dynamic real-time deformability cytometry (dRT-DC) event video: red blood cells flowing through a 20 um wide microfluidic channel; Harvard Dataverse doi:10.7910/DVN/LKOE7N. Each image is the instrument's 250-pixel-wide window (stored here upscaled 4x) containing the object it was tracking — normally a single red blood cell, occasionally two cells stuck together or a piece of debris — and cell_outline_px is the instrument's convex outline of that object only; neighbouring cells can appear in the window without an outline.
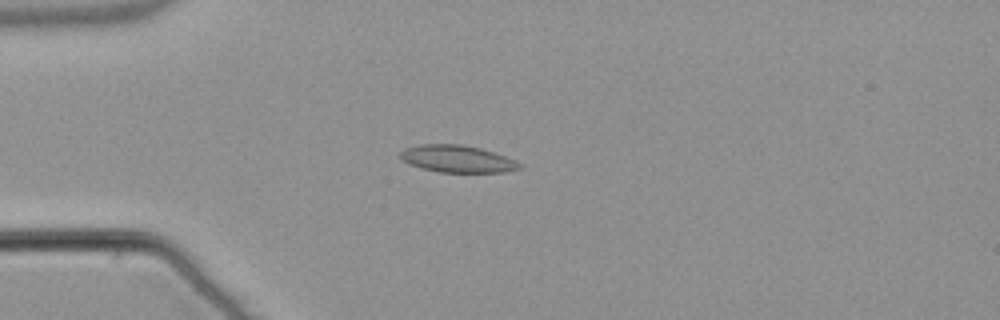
{"species": "common noctule bat (a hibernating species)", "species_latin": "Nyctalus noctula", "temperature_condition": "warm", "stored_images_in_passage": 54, "camera_frame_rate_fps": 3000, "um_per_image_px": 0.085, "animal": {"sex": "male", "body_mass_g": 21.5, "forearm_length_mm": 52.0}, "frame": {"image": 1, "passage_image": 15, "time_ms": 4.667, "image_size_px": [1000, 320], "cell_outline_px": [[524, 164], [520, 168], [504, 172], [440, 172], [408, 164], [400, 156], [400, 152], [404, 148], [420, 144], [460, 144], [480, 148], [516, 160]], "centroid_in_image_um": [38.88, 13.5], "position_along_channel_um": 46.1, "area_um2": 18.73}}
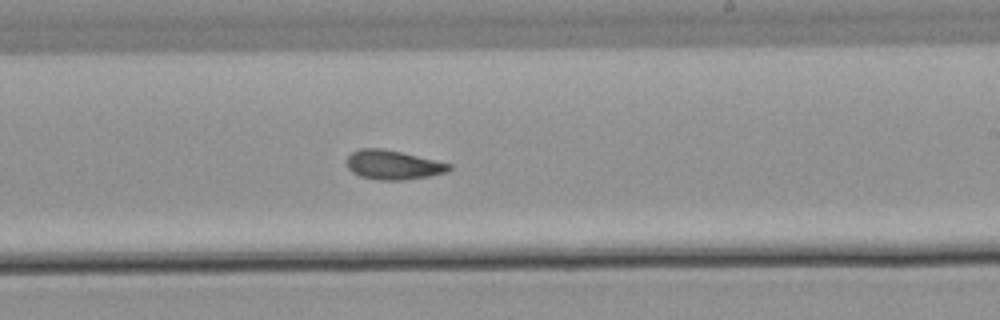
{"frame": {"image": 2, "passage_image": 33, "time_ms": 10.667, "image_size_px": [1000, 320], "cell_outline_px": [[452, 168], [448, 172], [428, 176], [404, 180], [376, 180], [360, 176], [352, 172], [348, 168], [348, 156], [352, 152], [360, 148], [380, 148], [400, 152], [452, 164]], "centroid_in_image_um": [33.42, 14.02], "position_along_channel_um": 255.6, "area_um2": 17.34}}
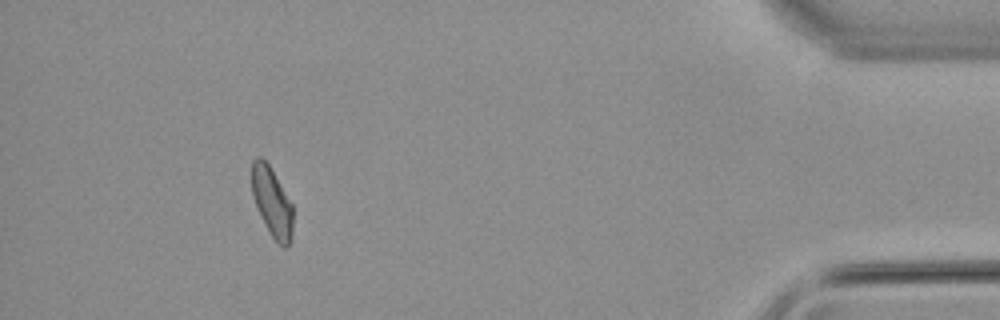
{"frame": {"image": 3, "passage_image": 50, "time_ms": 16.333, "image_size_px": [1000, 320], "cell_outline_px": [[292, 240], [288, 248], [284, 248], [272, 236], [260, 216], [252, 192], [252, 160], [256, 156], [260, 156], [268, 164], [292, 204]], "centroid_in_image_um": [23.12, 17.19], "position_along_channel_um": 412.1, "area_um2": 16.36}, "authors_computed_cell_mechanics": {"area_um2": 17.7157, "velocity_mm_per_s": 3.8243, "shape_relaxation_time_tau1_ms": null, "shape_relaxation_time_tau2_ms": 8.0319, "deformation_change_tau1": null, "deformation_change_tau2": 0.1466}}